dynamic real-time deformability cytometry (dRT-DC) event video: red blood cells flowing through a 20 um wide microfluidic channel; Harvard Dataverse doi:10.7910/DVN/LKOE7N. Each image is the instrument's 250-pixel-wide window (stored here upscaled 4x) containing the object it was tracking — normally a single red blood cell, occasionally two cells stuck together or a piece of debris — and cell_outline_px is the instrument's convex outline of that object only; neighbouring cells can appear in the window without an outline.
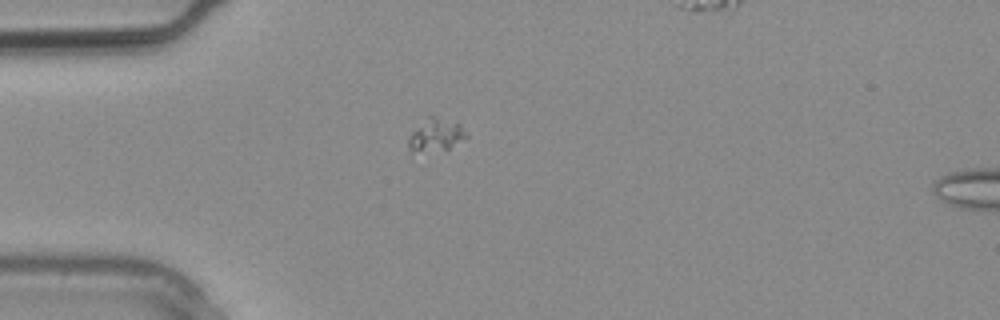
{"species": "common noctule bat (a hibernating species)", "species_latin": "Nyctalus noctula", "temperature_condition": "warm", "stored_images_in_passage": 3, "segment_of_instrument_passage": [2, 2], "camera_frame_rate_fps": 3000, "um_per_image_px": 0.085, "animal": {"sex": "male", "body_mass_g": 20.4}, "frame": {"image": 1, "passage_image": 3, "time_ms": 0.667, "image_size_px": [1000, 320], "cell_outline_px": [[468, 136], [448, 148], [408, 148], [408, 140], [412, 132], [428, 116], [436, 116], [460, 124]], "centroid_in_image_um": [37.09, 11.38], "position_along_channel_um": 47.9, "area_um2": 10.0}}